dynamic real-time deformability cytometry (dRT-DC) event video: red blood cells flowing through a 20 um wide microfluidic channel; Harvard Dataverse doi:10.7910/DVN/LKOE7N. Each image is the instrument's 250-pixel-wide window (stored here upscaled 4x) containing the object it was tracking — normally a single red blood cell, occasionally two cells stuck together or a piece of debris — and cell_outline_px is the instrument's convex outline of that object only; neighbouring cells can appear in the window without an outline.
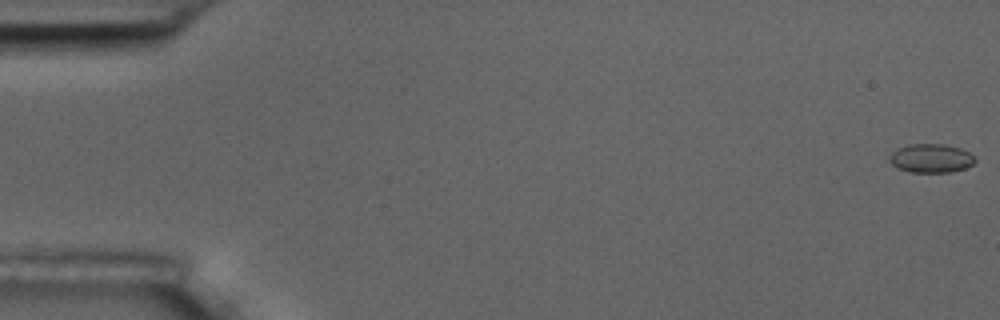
{"species": "common noctule bat (a hibernating species)", "species_latin": "Nyctalus noctula", "temperature_condition": "room temperature", "stored_images_in_passage": 56, "camera_frame_rate_fps": 3000, "um_per_image_px": 0.085, "animal": {"sex": "male", "body_mass_g": 17.5, "forearm_length_mm": 52.3}, "frame": {"image": 1, "passage_image": 1, "time_ms": 0.0, "image_size_px": [1000, 320], "cell_outline_px": [[976, 160], [972, 164], [964, 168], [952, 172], [908, 172], [892, 164], [888, 160], [888, 156], [896, 148], [908, 144], [944, 144], [960, 148], [976, 156]], "centroid_in_image_um": [79.12, 13.44], "position_along_channel_um": 5.9, "area_um2": 14.45}}
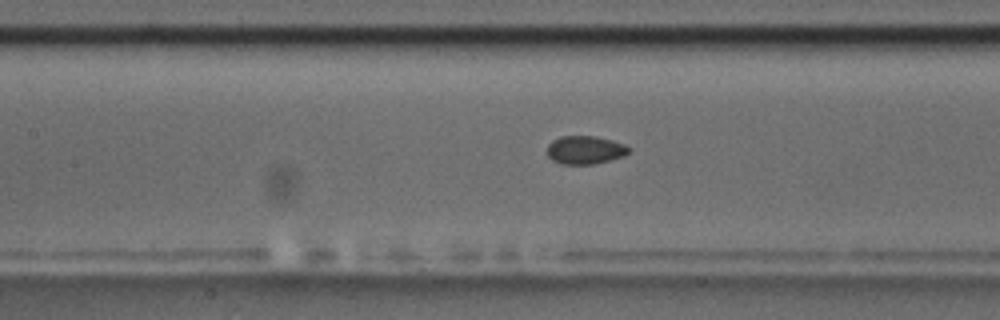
{"frame": {"image": 2, "passage_image": 26, "time_ms": 8.333, "image_size_px": [1000, 320], "cell_outline_px": [[632, 148], [624, 156], [592, 164], [560, 164], [552, 160], [548, 156], [548, 144], [552, 140], [560, 136], [596, 136], [612, 140], [624, 144]], "centroid_in_image_um": [49.73, 12.74], "position_along_channel_um": 157.7, "area_um2": 13.47}}
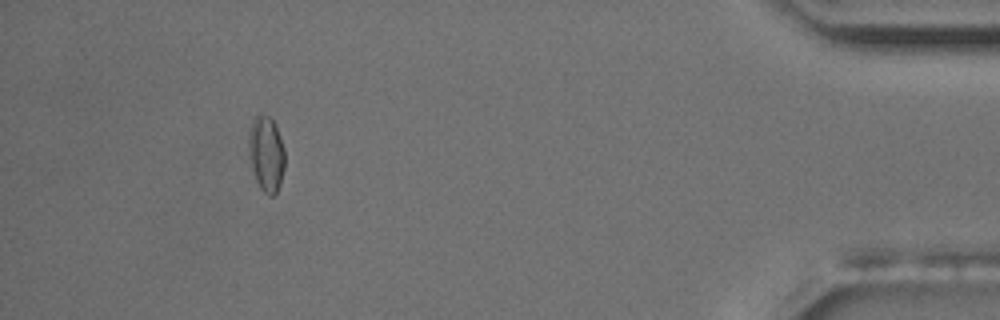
{"frame": {"image": 3, "passage_image": 52, "time_ms": 17.0, "image_size_px": [1000, 320], "cell_outline_px": [[284, 168], [280, 184], [276, 192], [272, 196], [268, 196], [260, 188], [256, 180], [248, 156], [248, 132], [252, 120], [260, 112], [268, 116], [276, 124], [284, 148]], "centroid_in_image_um": [22.61, 13.04], "position_along_channel_um": 412.6, "area_um2": 16.18}, "authors_computed_cell_mechanics": {"area_um2": 13.7275, "velocity_mm_per_s": 3.6468, "shape_relaxation_time_tau1_ms": null, "shape_relaxation_time_tau2_ms": 1.612, "deformation_change_tau1": null, "deformation_change_tau2": 0.0575}}